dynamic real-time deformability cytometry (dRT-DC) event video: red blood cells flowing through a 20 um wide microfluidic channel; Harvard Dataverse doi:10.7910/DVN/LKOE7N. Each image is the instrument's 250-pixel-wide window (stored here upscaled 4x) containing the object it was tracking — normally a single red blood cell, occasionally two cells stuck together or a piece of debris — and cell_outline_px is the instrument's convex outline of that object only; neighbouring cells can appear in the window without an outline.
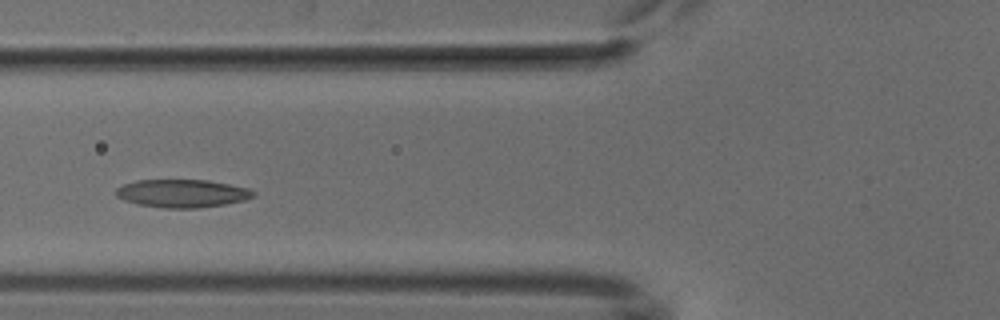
{"species": "common noctule bat (a hibernating species)", "species_latin": "Nyctalus noctula", "temperature_condition": "cold", "stored_images_in_passage": 6, "camera_frame_rate_fps": 3000, "um_per_image_px": 0.085, "animal": {"sex": "male", "body_mass_g": 18.8}, "frame": {"image": 1, "passage_image": 5, "time_ms": 4.667, "image_size_px": [1000, 320], "cell_outline_px": [[256, 196], [244, 200], [224, 204], [200, 208], [164, 208], [136, 204], [124, 200], [116, 196], [116, 188], [124, 184], [136, 180], [208, 180], [248, 188], [256, 192]], "centroid_in_image_um": [15.48, 16.44], "position_along_channel_um": 110.3, "area_um2": 22.48}}
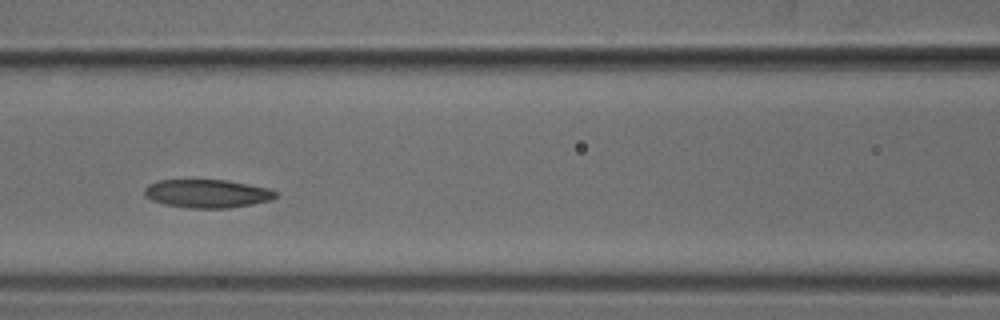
{"frame": {"image": 2, "passage_image": 6, "time_ms": 5.667, "image_size_px": [1000, 320], "cell_outline_px": [[276, 196], [268, 200], [252, 204], [228, 208], [188, 208], [164, 204], [152, 200], [144, 196], [144, 188], [148, 184], [160, 180], [224, 180], [268, 188], [276, 192]], "centroid_in_image_um": [17.55, 16.46], "position_along_channel_um": 149.1, "area_um2": 21.44}}